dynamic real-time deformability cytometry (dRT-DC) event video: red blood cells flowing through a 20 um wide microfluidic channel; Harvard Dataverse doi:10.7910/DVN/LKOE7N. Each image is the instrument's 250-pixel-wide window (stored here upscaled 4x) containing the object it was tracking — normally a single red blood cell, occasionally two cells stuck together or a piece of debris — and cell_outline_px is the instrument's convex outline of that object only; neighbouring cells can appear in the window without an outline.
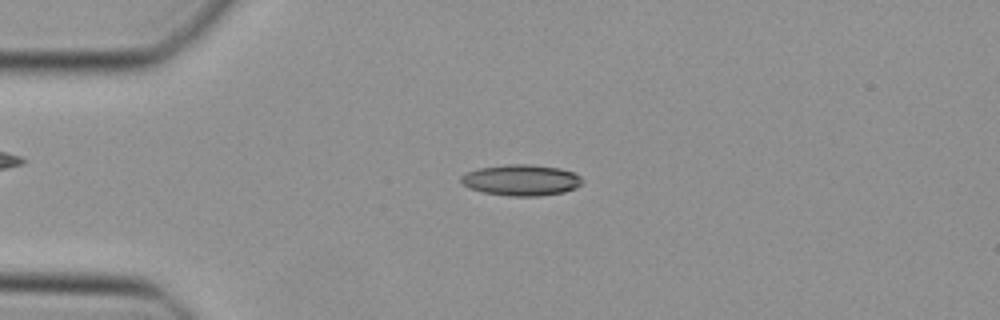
{"species": "Egyptian fruit bat (a non-hibernating species)", "species_latin": "Rousettus aegyptiacus", "temperature_condition": "cold", "stored_images_in_passage": 47, "camera_frame_rate_fps": 3000, "um_per_image_px": 0.085, "animal": {"sex": "female"}, "frame": {"image": 1, "passage_image": 11, "time_ms": 3.333, "image_size_px": [1000, 320], "cell_outline_px": [[584, 180], [576, 188], [564, 192], [540, 196], [508, 196], [484, 192], [468, 188], [460, 180], [460, 176], [476, 168], [504, 164], [532, 164], [560, 168], [576, 172]], "centroid_in_image_um": [44.32, 15.3], "position_along_channel_um": 40.7, "area_um2": 22.25}}
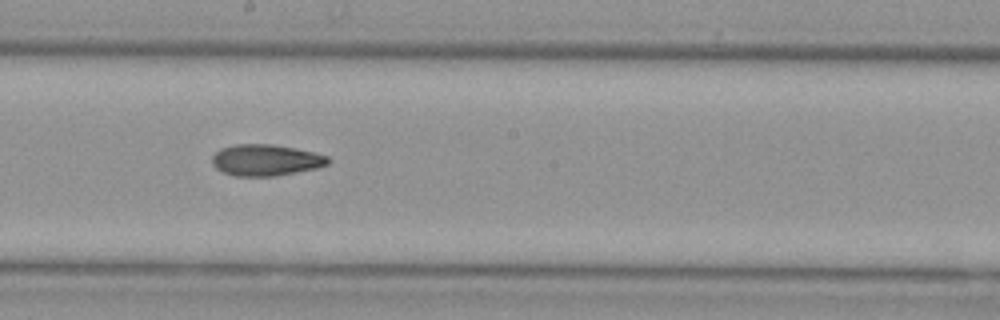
{"frame": {"image": 2, "passage_image": 26, "time_ms": 8.333, "image_size_px": [1000, 320], "cell_outline_px": [[332, 160], [328, 164], [316, 168], [276, 176], [236, 176], [224, 172], [216, 168], [212, 164], [212, 156], [220, 148], [236, 144], [272, 144], [296, 148], [328, 156]], "centroid_in_image_um": [22.6, 13.6], "position_along_channel_um": 225.6, "area_um2": 21.21}}
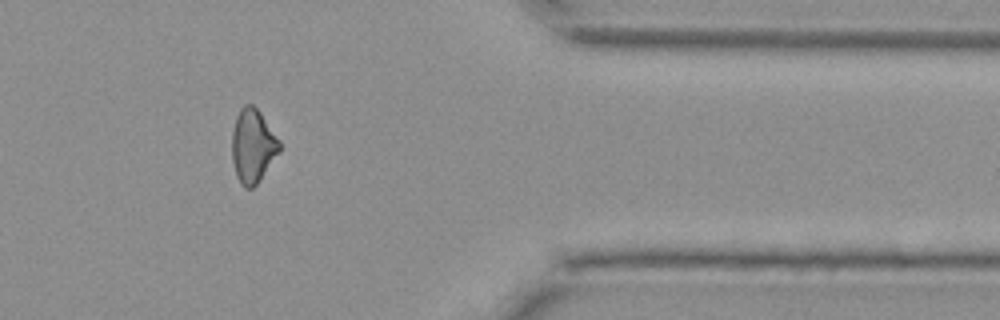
{"frame": {"image": 3, "passage_image": 39, "time_ms": 12.667, "image_size_px": [1000, 320], "cell_outline_px": [[280, 152], [260, 180], [252, 188], [244, 188], [240, 184], [236, 176], [232, 160], [232, 132], [236, 116], [240, 108], [244, 104], [252, 104], [260, 112], [280, 140]], "centroid_in_image_um": [21.48, 12.41], "position_along_channel_um": 389.9, "area_um2": 20.58}}